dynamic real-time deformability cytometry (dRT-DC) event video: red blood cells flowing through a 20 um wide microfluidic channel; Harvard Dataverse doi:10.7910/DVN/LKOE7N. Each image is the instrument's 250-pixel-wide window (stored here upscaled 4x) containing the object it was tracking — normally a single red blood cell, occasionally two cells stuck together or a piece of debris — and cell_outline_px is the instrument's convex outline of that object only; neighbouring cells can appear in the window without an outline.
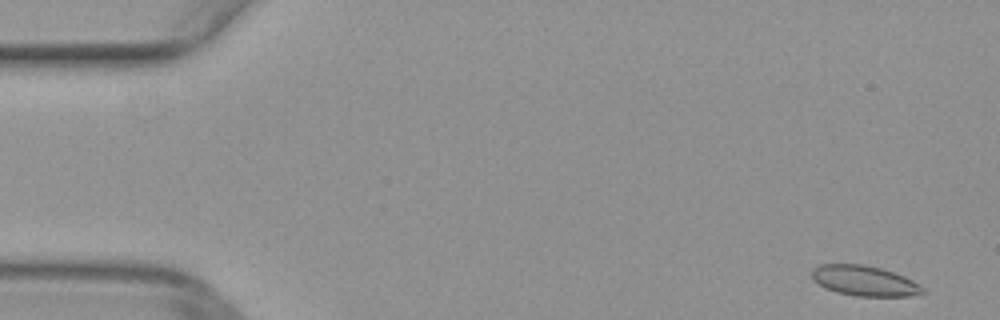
{"species": "common noctule bat (a hibernating species)", "species_latin": "Nyctalus noctula", "temperature_condition": "warm", "stored_images_in_passage": 49, "camera_frame_rate_fps": 3000, "um_per_image_px": 0.085, "animal": {"sex": "female", "body_mass_g": 29.2, "forearm_length_mm": 56.3}, "frame": {"image": 1, "passage_image": 1, "time_ms": 0.0, "image_size_px": [1000, 320], "cell_outline_px": [[928, 292], [908, 296], [856, 296], [836, 292], [824, 288], [812, 280], [812, 268], [816, 264], [864, 264], [880, 268], [904, 276], [920, 284]], "centroid_in_image_um": [73.45, 23.86], "position_along_channel_um": 11.5, "area_um2": 19.77}}
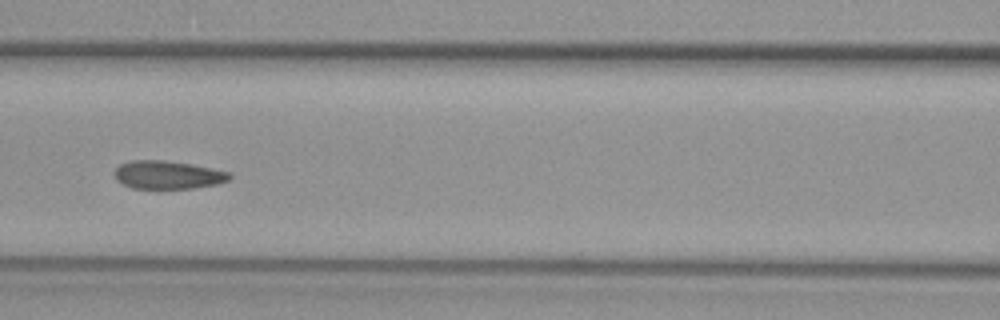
{"frame": {"image": 2, "passage_image": 21, "time_ms": 6.667, "image_size_px": [1000, 320], "cell_outline_px": [[232, 176], [228, 180], [216, 184], [192, 188], [132, 188], [116, 180], [116, 168], [120, 164], [132, 160], [160, 160], [188, 164], [232, 172]], "centroid_in_image_um": [14.27, 14.86], "position_along_channel_um": 152.3, "area_um2": 18.55}}
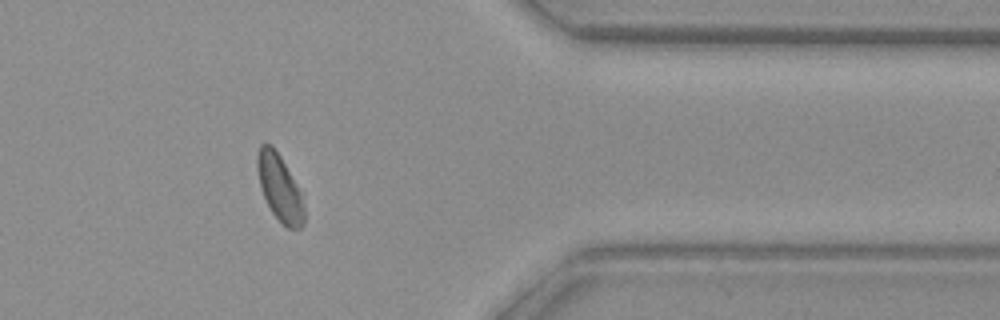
{"frame": {"image": 3, "passage_image": 40, "time_ms": 13.0, "image_size_px": [1000, 320], "cell_outline_px": [[304, 224], [300, 228], [288, 228], [272, 212], [264, 196], [260, 184], [256, 168], [256, 156], [260, 144], [272, 144], [280, 156], [296, 184], [300, 192], [304, 208]], "centroid_in_image_um": [23.75, 15.93], "position_along_channel_um": 387.7, "area_um2": 17.74}}